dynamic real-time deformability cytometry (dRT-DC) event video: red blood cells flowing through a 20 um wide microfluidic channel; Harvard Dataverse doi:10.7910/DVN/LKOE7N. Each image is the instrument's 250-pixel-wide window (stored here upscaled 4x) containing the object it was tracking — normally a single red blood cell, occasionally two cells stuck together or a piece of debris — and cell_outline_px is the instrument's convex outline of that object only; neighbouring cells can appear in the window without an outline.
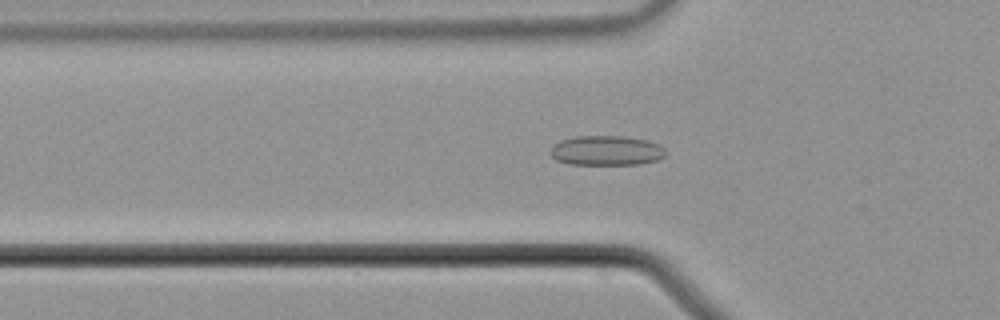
{"species": "common noctule bat (a hibernating species)", "species_latin": "Nyctalus noctula", "temperature_condition": "cold", "stored_images_in_passage": 57, "camera_frame_rate_fps": 3000, "um_per_image_px": 0.085, "animal": {"sex": "male", "body_mass_g": 21.5, "forearm_length_mm": 52.0}, "frame": {"image": 1, "passage_image": 20, "time_ms": 6.333, "image_size_px": [1000, 320], "cell_outline_px": [[668, 152], [660, 160], [640, 164], [568, 164], [556, 160], [552, 156], [552, 148], [560, 140], [576, 136], [624, 136], [648, 140], [660, 144]], "centroid_in_image_um": [51.62, 12.79], "position_along_channel_um": 74.2, "area_um2": 20.11}}
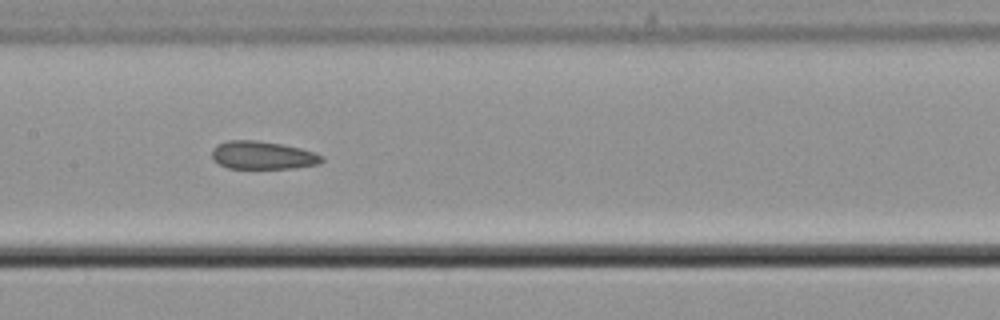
{"frame": {"image": 2, "passage_image": 29, "time_ms": 9.333, "image_size_px": [1000, 320], "cell_outline_px": [[324, 160], [320, 164], [292, 168], [228, 168], [220, 164], [212, 156], [212, 148], [216, 144], [228, 140], [256, 140], [280, 144], [300, 148], [324, 156]], "centroid_in_image_um": [22.33, 13.19], "position_along_channel_um": 185.1, "area_um2": 17.86}}
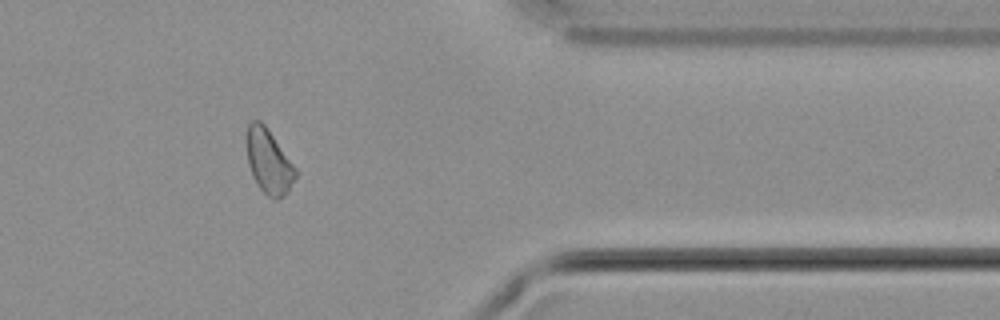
{"frame": {"image": 3, "passage_image": 47, "time_ms": 15.333, "image_size_px": [1000, 320], "cell_outline_px": [[296, 180], [288, 192], [280, 200], [272, 200], [256, 184], [252, 176], [248, 164], [248, 124], [252, 120], [260, 120], [264, 124], [296, 168]], "centroid_in_image_um": [22.87, 13.8], "position_along_channel_um": 388.5, "area_um2": 18.21}, "authors_computed_cell_mechanics": {"area_um2": 19.074, "velocity_mm_per_s": 3.704, "shape_relaxation_time_tau1_ms": null, "shape_relaxation_time_tau2_ms": 2.7139, "deformation_change_tau1": null, "deformation_change_tau2": 0.0782}}